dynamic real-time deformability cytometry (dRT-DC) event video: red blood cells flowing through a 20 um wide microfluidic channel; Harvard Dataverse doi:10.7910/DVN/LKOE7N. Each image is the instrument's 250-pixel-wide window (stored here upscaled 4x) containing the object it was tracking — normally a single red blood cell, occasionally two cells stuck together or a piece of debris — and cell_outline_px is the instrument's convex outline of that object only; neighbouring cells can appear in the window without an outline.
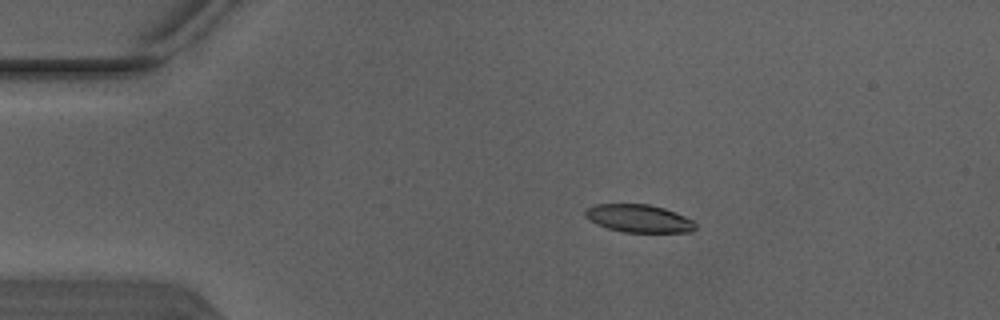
{"species": "Egyptian fruit bat (a non-hibernating species)", "species_latin": "Rousettus aegyptiacus", "temperature_condition": "warm", "stored_images_in_passage": 3, "camera_frame_rate_fps": 3000, "um_per_image_px": 0.085, "animal": {"sex": "male"}, "frame": {"image": 1, "passage_image": 2, "time_ms": 0.333, "image_size_px": [1000, 320], "cell_outline_px": [[696, 228], [692, 232], [624, 232], [608, 228], [596, 224], [584, 216], [584, 208], [596, 204], [648, 204], [664, 208], [676, 212], [692, 220], [696, 224]], "centroid_in_image_um": [54.28, 18.56], "position_along_channel_um": 30.7, "area_um2": 17.98}}